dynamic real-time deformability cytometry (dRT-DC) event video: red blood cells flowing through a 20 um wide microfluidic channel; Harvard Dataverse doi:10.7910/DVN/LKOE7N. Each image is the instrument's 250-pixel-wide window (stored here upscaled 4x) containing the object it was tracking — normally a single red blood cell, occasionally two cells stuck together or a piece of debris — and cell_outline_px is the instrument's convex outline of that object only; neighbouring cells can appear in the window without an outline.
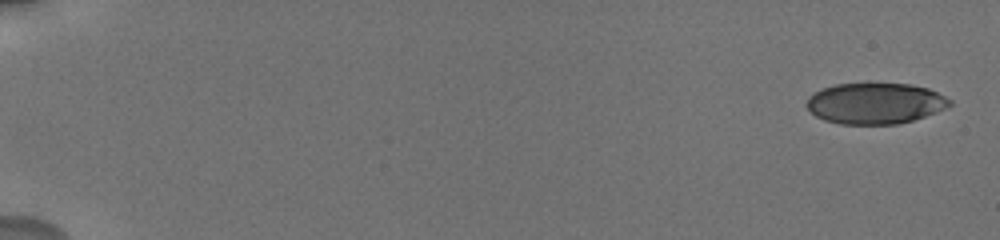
{"species": "human", "species_latin": "Homo sapiens", "temperature_condition": "cold", "stored_images_in_passage": 12, "camera_frame_rate_fps": 3000, "um_per_image_px": 0.085, "donor": {"sex": "male"}, "frame": {"image": 1, "passage_image": 1, "time_ms": 0.0, "image_size_px": [1000, 240], "cell_outline_px": [[952, 104], [948, 108], [912, 120], [896, 124], [840, 124], [824, 120], [816, 116], [804, 104], [808, 96], [824, 88], [836, 84], [912, 84], [928, 88], [952, 100]], "centroid_in_image_um": [74.39, 8.79], "position_along_channel_um": 10.6, "area_um2": 34.1}}
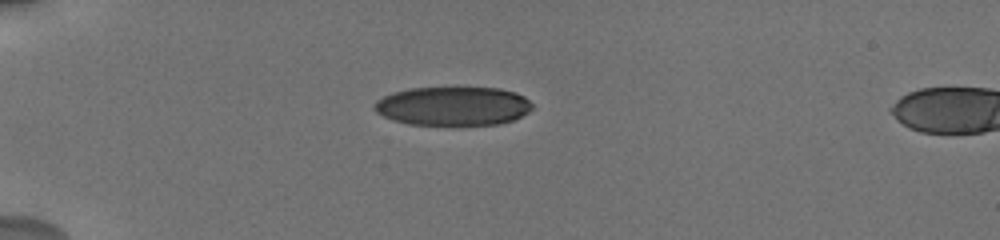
{"frame": {"image": 2, "passage_image": 10, "time_ms": 5.0, "image_size_px": [1000, 240], "cell_outline_px": [[532, 108], [528, 112], [512, 120], [500, 124], [408, 124], [392, 120], [376, 112], [372, 108], [372, 104], [376, 100], [392, 92], [412, 88], [500, 88], [516, 92], [524, 96], [532, 104]], "centroid_in_image_um": [38.48, 9.01], "position_along_channel_um": 46.5, "area_um2": 35.66}}